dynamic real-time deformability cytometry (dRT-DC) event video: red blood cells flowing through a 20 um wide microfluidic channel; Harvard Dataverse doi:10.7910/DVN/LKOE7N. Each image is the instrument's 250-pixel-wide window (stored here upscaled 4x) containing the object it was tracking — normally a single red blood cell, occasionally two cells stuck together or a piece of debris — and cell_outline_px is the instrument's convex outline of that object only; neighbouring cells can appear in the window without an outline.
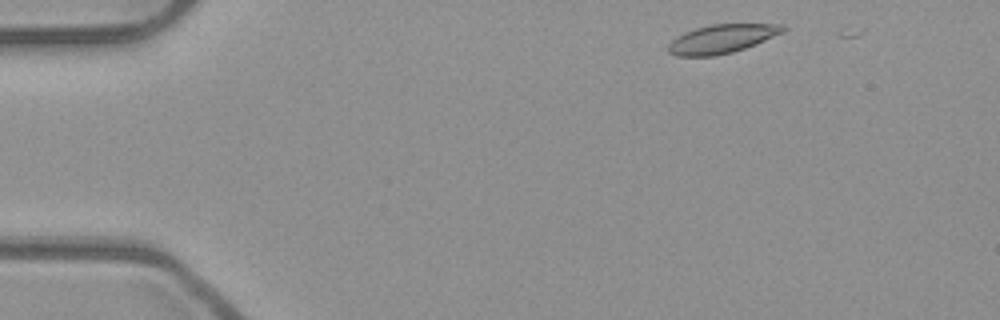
{"species": "common noctule bat (a hibernating species)", "species_latin": "Nyctalus noctula", "temperature_condition": "room temperature", "stored_images_in_passage": 14, "camera_frame_rate_fps": 3000, "um_per_image_px": 0.085, "animal": {"sex": "male", "body_mass_g": 23.1, "forearm_length_mm": 52.7}, "frame": {"image": 1, "passage_image": 2, "time_ms": 0.333, "image_size_px": [1000, 320], "cell_outline_px": [[788, 28], [784, 32], [756, 44], [732, 52], [716, 56], [676, 56], [668, 52], [668, 44], [676, 36], [684, 32], [696, 28], [712, 24], [784, 24]], "centroid_in_image_um": [61.36, 3.3], "position_along_channel_um": 23.6, "area_um2": 19.31}}
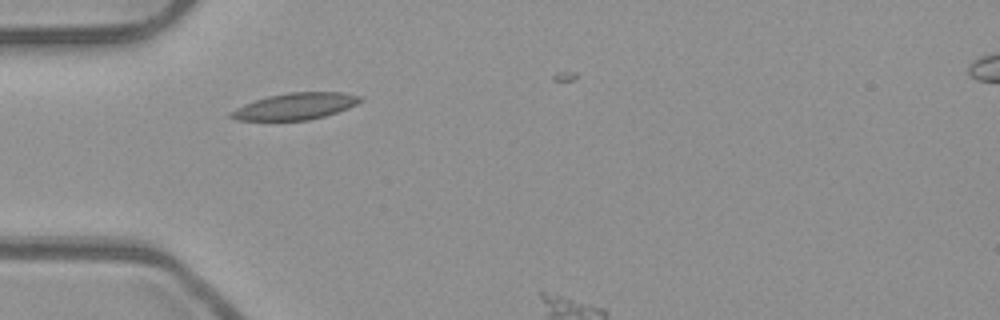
{"frame": {"image": 2, "passage_image": 11, "time_ms": 3.333, "image_size_px": [1000, 320], "cell_outline_px": [[364, 100], [348, 108], [324, 116], [308, 120], [236, 120], [228, 116], [228, 112], [244, 104], [268, 96], [288, 92], [344, 92], [360, 96]], "centroid_in_image_um": [25.09, 9.03], "position_along_channel_um": 59.9, "area_um2": 20.0}}